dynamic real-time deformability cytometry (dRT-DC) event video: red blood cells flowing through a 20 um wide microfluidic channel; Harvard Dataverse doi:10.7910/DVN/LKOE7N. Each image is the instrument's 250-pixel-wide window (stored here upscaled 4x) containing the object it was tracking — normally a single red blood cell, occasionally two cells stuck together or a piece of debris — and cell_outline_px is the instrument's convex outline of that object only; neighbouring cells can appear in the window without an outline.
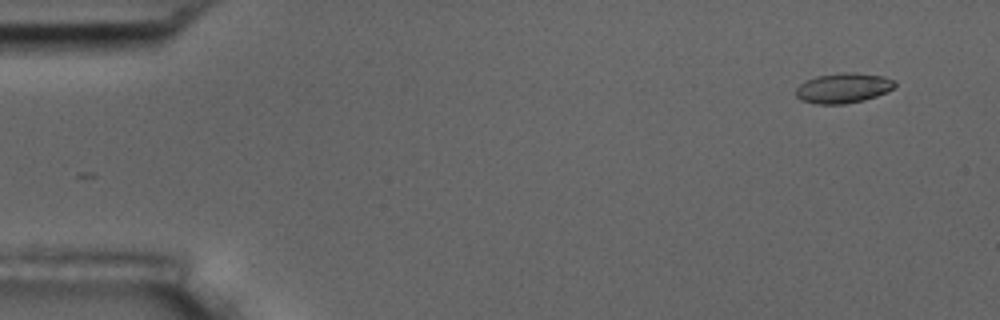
{"species": "common noctule bat (a hibernating species)", "species_latin": "Nyctalus noctula", "temperature_condition": "room temperature", "stored_images_in_passage": 57, "camera_frame_rate_fps": 3000, "um_per_image_px": 0.085, "animal": {"sex": "male", "body_mass_g": 17.5, "forearm_length_mm": 52.3}, "frame": {"image": 1, "passage_image": 4, "time_ms": 1.0, "image_size_px": [1000, 320], "cell_outline_px": [[896, 84], [892, 88], [876, 96], [864, 100], [844, 104], [816, 104], [800, 100], [796, 96], [796, 88], [800, 84], [816, 76], [844, 72], [852, 72], [884, 76], [896, 80]], "centroid_in_image_um": [71.67, 7.48], "position_along_channel_um": 13.3, "area_um2": 17.28}}
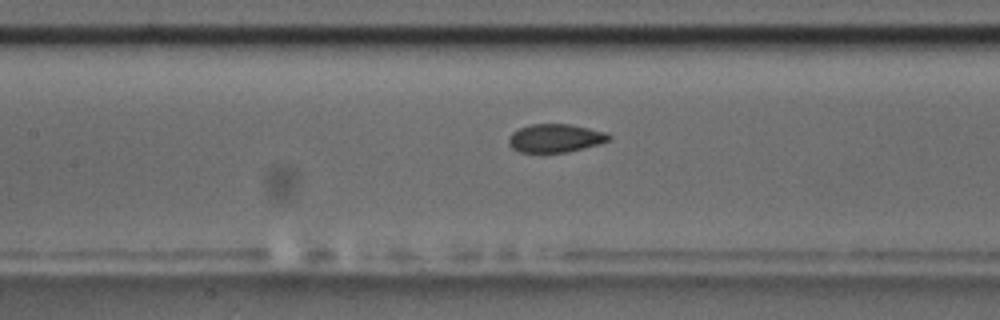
{"frame": {"image": 2, "passage_image": 26, "time_ms": 8.333, "image_size_px": [1000, 320], "cell_outline_px": [[612, 140], [584, 148], [568, 152], [520, 152], [512, 148], [508, 144], [508, 140], [512, 132], [528, 124], [568, 124], [588, 128], [604, 132], [612, 136]], "centroid_in_image_um": [47.2, 11.74], "position_along_channel_um": 160.2, "area_um2": 16.53}}
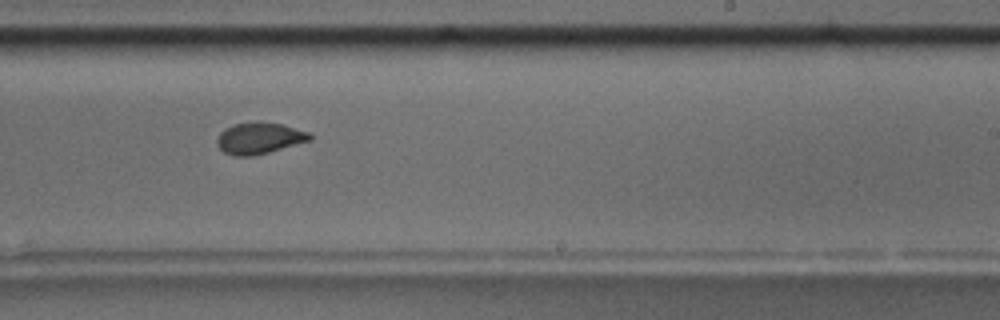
{"frame": {"image": 3, "passage_image": 35, "time_ms": 11.333, "image_size_px": [1000, 320], "cell_outline_px": [[312, 140], [268, 152], [252, 156], [232, 156], [224, 152], [216, 144], [216, 140], [220, 132], [236, 124], [280, 124], [308, 132], [312, 136]], "centroid_in_image_um": [22.03, 11.8], "position_along_channel_um": 267.0, "area_um2": 16.3}, "authors_computed_cell_mechanics": {"area_um2": 17.051, "velocity_mm_per_s": 3.5742, "shape_relaxation_time_tau1_ms": null, "shape_relaxation_time_tau2_ms": 0.9321, "deformation_change_tau1": null, "deformation_change_tau2": 0.0515}}